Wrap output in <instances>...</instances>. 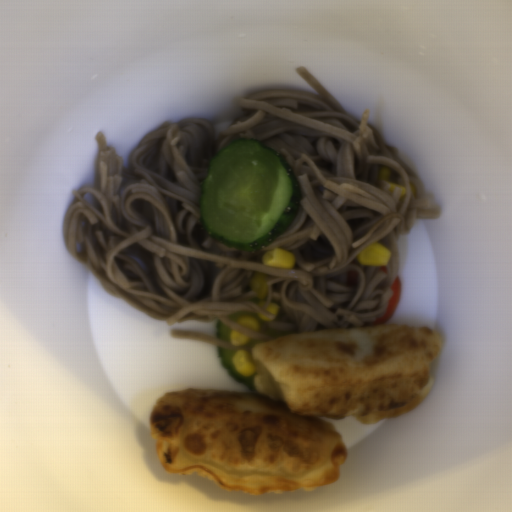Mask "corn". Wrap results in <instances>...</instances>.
I'll return each instance as SVG.
<instances>
[{"mask_svg": "<svg viewBox=\"0 0 512 512\" xmlns=\"http://www.w3.org/2000/svg\"><path fill=\"white\" fill-rule=\"evenodd\" d=\"M231 362L240 375L249 377L257 373L258 368L247 350L239 349L231 358Z\"/></svg>", "mask_w": 512, "mask_h": 512, "instance_id": "5cfa1b94", "label": "corn"}, {"mask_svg": "<svg viewBox=\"0 0 512 512\" xmlns=\"http://www.w3.org/2000/svg\"><path fill=\"white\" fill-rule=\"evenodd\" d=\"M265 311L271 313L274 315V318H267L266 316H264L261 312L258 313V316L264 320L265 322H271L272 320H274L275 318H277L278 314H279V311H280V306L278 304H276L275 302H270L267 307L265 308Z\"/></svg>", "mask_w": 512, "mask_h": 512, "instance_id": "79e197a2", "label": "corn"}, {"mask_svg": "<svg viewBox=\"0 0 512 512\" xmlns=\"http://www.w3.org/2000/svg\"><path fill=\"white\" fill-rule=\"evenodd\" d=\"M294 253L274 248L262 254V263L274 268H291L295 263Z\"/></svg>", "mask_w": 512, "mask_h": 512, "instance_id": "f1292c28", "label": "corn"}, {"mask_svg": "<svg viewBox=\"0 0 512 512\" xmlns=\"http://www.w3.org/2000/svg\"><path fill=\"white\" fill-rule=\"evenodd\" d=\"M236 323L255 332L260 329V322L252 315H242Z\"/></svg>", "mask_w": 512, "mask_h": 512, "instance_id": "cfcad685", "label": "corn"}, {"mask_svg": "<svg viewBox=\"0 0 512 512\" xmlns=\"http://www.w3.org/2000/svg\"><path fill=\"white\" fill-rule=\"evenodd\" d=\"M229 340L231 345L237 347L245 346L247 343L250 342L251 338L232 329L230 331Z\"/></svg>", "mask_w": 512, "mask_h": 512, "instance_id": "2b8c4276", "label": "corn"}, {"mask_svg": "<svg viewBox=\"0 0 512 512\" xmlns=\"http://www.w3.org/2000/svg\"><path fill=\"white\" fill-rule=\"evenodd\" d=\"M391 251L379 242L358 253L357 263L360 266H386L389 263Z\"/></svg>", "mask_w": 512, "mask_h": 512, "instance_id": "51d56268", "label": "corn"}]
</instances>
